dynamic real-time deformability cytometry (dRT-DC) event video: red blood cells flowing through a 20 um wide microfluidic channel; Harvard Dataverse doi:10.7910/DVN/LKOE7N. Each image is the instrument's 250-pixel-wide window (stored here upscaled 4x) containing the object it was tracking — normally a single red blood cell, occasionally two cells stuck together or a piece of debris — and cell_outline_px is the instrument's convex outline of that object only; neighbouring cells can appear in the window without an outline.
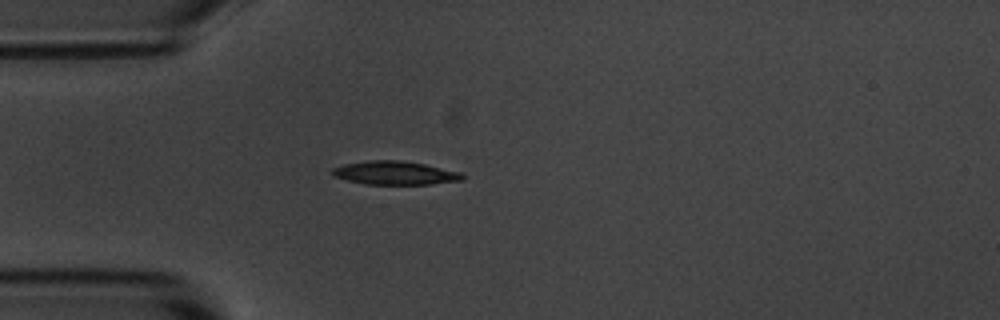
{"species": "common noctule bat (a hibernating species)", "species_latin": "Nyctalus noctula", "temperature_condition": "room temperature", "stored_images_in_passage": 1, "camera_frame_rate_fps": 3000, "um_per_image_px": 0.085, "animal": {"sex": "male", "body_mass_g": 20.1, "forearm_length_mm": 53.5}, "frame": {"image": 1, "passage_image": 1, "time_ms": 0.0, "image_size_px": [1000, 320], "cell_outline_px": [[464, 180], [432, 184], [364, 184], [332, 176], [332, 168], [344, 164], [368, 160], [400, 160], [424, 164], [460, 172], [464, 176]], "centroid_in_image_um": [33.56, 14.7], "position_along_channel_um": 51.4, "area_um2": 17.8}}